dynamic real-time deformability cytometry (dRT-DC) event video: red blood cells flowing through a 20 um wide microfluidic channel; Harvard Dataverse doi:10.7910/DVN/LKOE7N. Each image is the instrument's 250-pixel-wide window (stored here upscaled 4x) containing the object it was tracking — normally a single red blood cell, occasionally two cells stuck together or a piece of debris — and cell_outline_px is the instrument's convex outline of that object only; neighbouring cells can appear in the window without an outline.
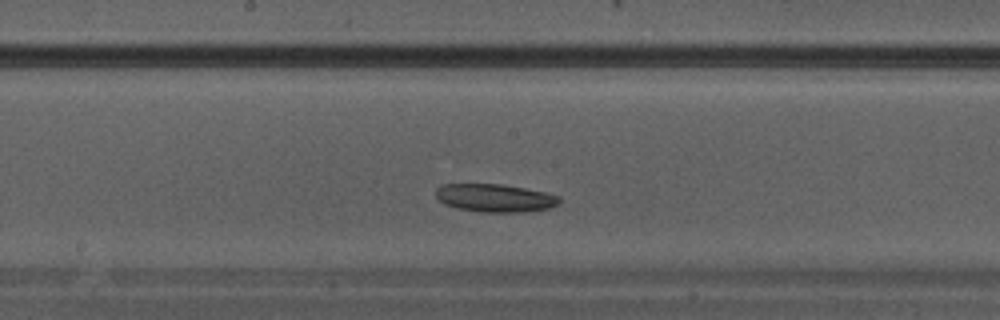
{"species": "Egyptian fruit bat (a non-hibernating species)", "species_latin": "Rousettus aegyptiacus", "temperature_condition": "warm", "stored_images_in_passage": 23, "camera_frame_rate_fps": 3000, "um_per_image_px": 0.085, "animal": {"sex": "male"}, "frame": {"image": 1, "passage_image": 10, "time_ms": 3.0, "image_size_px": [1000, 320], "cell_outline_px": [[560, 204], [548, 208], [524, 212], [480, 212], [456, 208], [444, 204], [436, 196], [436, 188], [440, 184], [504, 184], [544, 192], [560, 196]], "centroid_in_image_um": [42.06, 16.82], "position_along_channel_um": 206.1, "area_um2": 20.29}}